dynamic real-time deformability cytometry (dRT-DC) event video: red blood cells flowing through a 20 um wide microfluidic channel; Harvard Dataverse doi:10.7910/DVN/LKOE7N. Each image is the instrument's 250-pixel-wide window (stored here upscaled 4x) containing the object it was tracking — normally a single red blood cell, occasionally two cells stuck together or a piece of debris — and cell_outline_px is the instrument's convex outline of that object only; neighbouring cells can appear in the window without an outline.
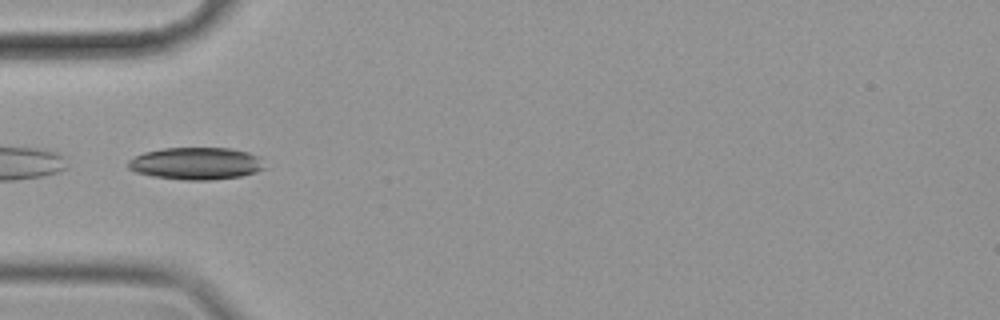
{"species": "common noctule bat (a hibernating species)", "species_latin": "Nyctalus noctula", "temperature_condition": "cold", "stored_images_in_passage": 39, "camera_frame_rate_fps": 3000, "um_per_image_px": 0.085, "animal": {"sex": "female", "body_mass_g": 19.9}, "frame": {"image": 1, "passage_image": 1, "time_ms": 0.0, "image_size_px": [1000, 320], "cell_outline_px": [[264, 168], [256, 172], [240, 176], [208, 180], [184, 180], [152, 176], [136, 172], [128, 168], [128, 160], [144, 152], [164, 148], [232, 148], [248, 152], [260, 156]], "centroid_in_image_um": [16.67, 13.89], "position_along_channel_um": 68.3, "area_um2": 25.61}, "authors_computed_cell_mechanics": {"area_um2": 24.4494, "velocity_mm_per_s": 3.5107, "shape_relaxation_time_tau1_ms": 7.5071, "shape_relaxation_time_tau2_ms": null, "deformation_change_tau1": 0.1145, "deformation_change_tau2": null}}